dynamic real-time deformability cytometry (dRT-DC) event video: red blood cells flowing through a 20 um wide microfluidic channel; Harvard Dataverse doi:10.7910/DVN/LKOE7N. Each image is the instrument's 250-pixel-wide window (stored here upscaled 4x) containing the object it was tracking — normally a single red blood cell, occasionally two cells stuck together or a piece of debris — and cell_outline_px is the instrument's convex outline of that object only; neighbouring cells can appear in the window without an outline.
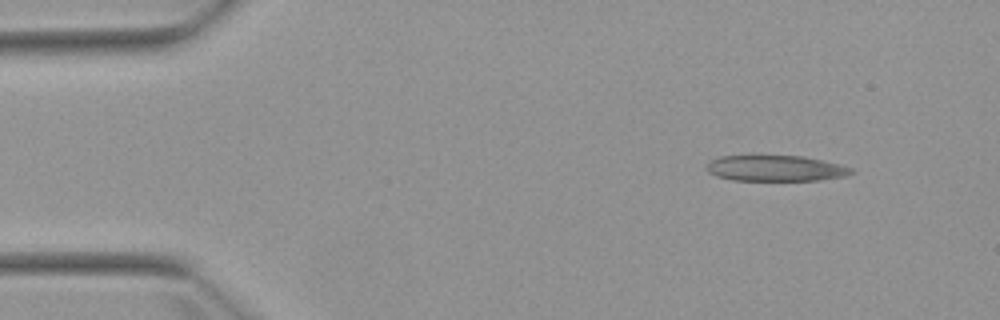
{"species": "Egyptian fruit bat (a non-hibernating species)", "species_latin": "Rousettus aegyptiacus", "temperature_condition": "warm", "stored_images_in_passage": 5, "camera_frame_rate_fps": 3000, "um_per_image_px": 0.085, "animal": {"sex": "female"}, "frame": {"image": 1, "passage_image": 1, "time_ms": 0.0, "image_size_px": [1000, 320], "cell_outline_px": [[856, 172], [848, 176], [820, 180], [732, 180], [716, 176], [708, 172], [704, 168], [708, 160], [720, 156], [752, 152], [756, 152], [804, 156], [840, 164], [852, 168]], "centroid_in_image_um": [65.84, 14.24], "position_along_channel_um": 19.2, "area_um2": 23.29}}
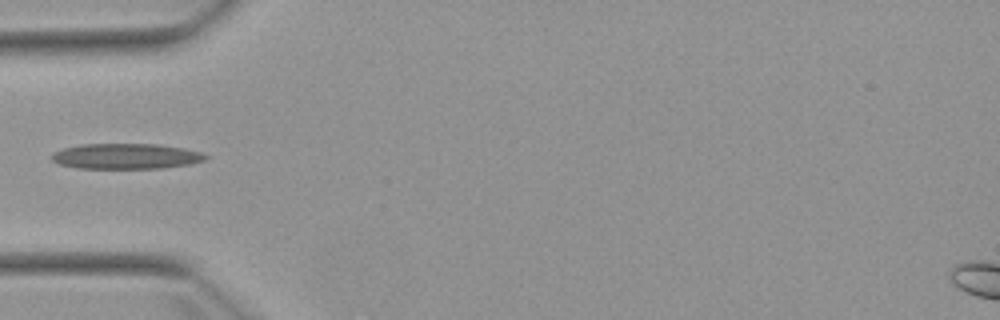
{"frame": {"image": 2, "passage_image": 4, "time_ms": 3.667, "image_size_px": [1000, 320], "cell_outline_px": [[208, 156], [204, 160], [192, 164], [164, 168], [76, 168], [60, 164], [52, 160], [52, 156], [56, 152], [64, 148], [80, 144], [160, 144], [184, 148], [200, 152]], "centroid_in_image_um": [10.75, 13.28], "position_along_channel_um": 74.2, "area_um2": 22.77}}
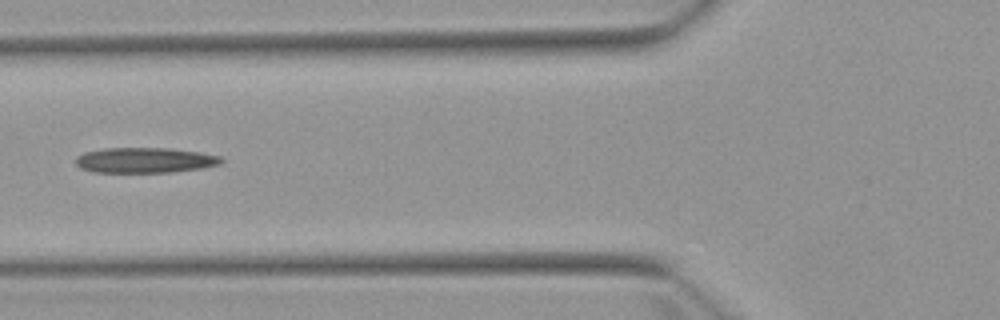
{"frame": {"image": 3, "passage_image": 5, "time_ms": 4.667, "image_size_px": [1000, 320], "cell_outline_px": [[224, 160], [220, 164], [204, 168], [172, 172], [92, 172], [80, 168], [76, 164], [76, 156], [84, 152], [104, 148], [168, 148], [200, 152], [220, 156]], "centroid_in_image_um": [12.31, 13.62], "position_along_channel_um": 113.5, "area_um2": 21.62}}